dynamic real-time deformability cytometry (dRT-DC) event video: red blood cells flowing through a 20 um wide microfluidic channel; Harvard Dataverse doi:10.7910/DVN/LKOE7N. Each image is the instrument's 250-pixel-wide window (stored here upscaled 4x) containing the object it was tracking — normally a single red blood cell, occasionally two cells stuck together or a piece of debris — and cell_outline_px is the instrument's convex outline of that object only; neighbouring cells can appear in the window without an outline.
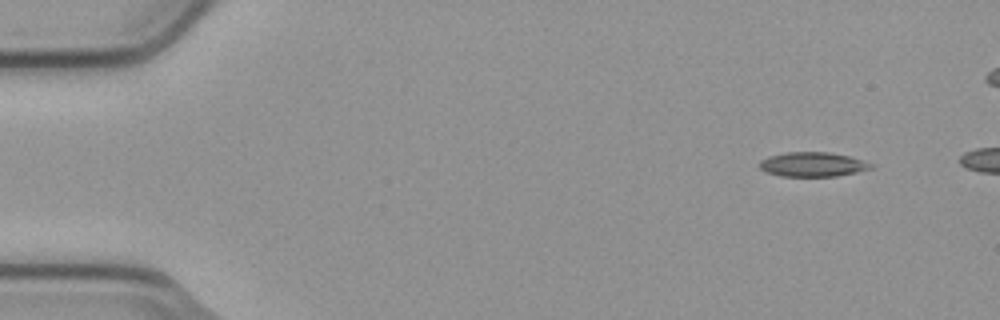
{"species": "common noctule bat (a hibernating species)", "species_latin": "Nyctalus noctula", "temperature_condition": "cold", "stored_images_in_passage": 5, "camera_frame_rate_fps": 3000, "um_per_image_px": 0.085, "animal": {"sex": "male", "body_mass_g": 23.1, "forearm_length_mm": 52.7}, "frame": {"image": 1, "passage_image": 1, "time_ms": 0.0, "image_size_px": [1000, 320], "cell_outline_px": [[876, 168], [836, 176], [780, 176], [764, 172], [760, 168], [760, 160], [768, 156], [788, 152], [828, 152], [848, 156], [876, 164]], "centroid_in_image_um": [69.1, 13.98], "position_along_channel_um": 15.9, "area_um2": 16.01}}